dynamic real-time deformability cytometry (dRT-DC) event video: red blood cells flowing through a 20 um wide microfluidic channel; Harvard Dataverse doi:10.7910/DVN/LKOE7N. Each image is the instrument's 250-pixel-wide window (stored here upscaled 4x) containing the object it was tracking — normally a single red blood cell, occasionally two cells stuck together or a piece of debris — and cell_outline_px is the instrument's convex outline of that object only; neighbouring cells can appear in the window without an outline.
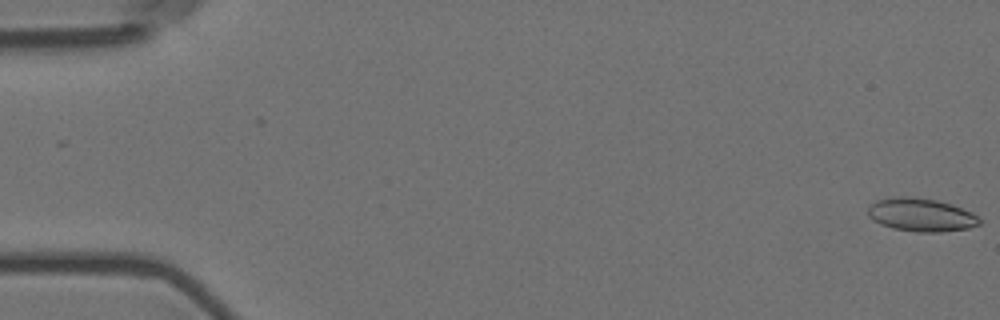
{"species": "Egyptian fruit bat (a non-hibernating species)", "species_latin": "Rousettus aegyptiacus", "temperature_condition": "room temperature", "stored_images_in_passage": 57, "camera_frame_rate_fps": 3000, "um_per_image_px": 0.085, "animal": {"sex": "female"}, "frame": {"image": 1, "passage_image": 1, "time_ms": 0.0, "image_size_px": [1000, 320], "cell_outline_px": [[984, 220], [980, 224], [968, 228], [940, 232], [916, 232], [892, 228], [880, 224], [872, 220], [868, 216], [868, 204], [876, 200], [896, 196], [908, 196], [936, 200], [952, 204], [972, 212]], "centroid_in_image_um": [78.28, 18.26], "position_along_channel_um": 6.7, "area_um2": 21.91}}
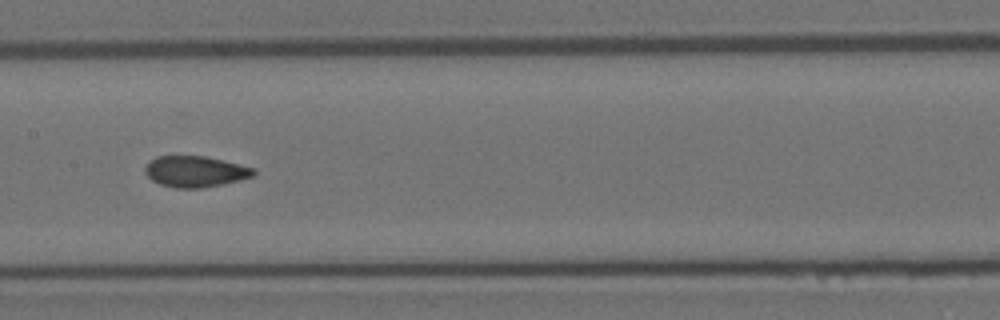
{"frame": {"image": 2, "passage_image": 29, "time_ms": 9.333, "image_size_px": [1000, 320], "cell_outline_px": [[256, 172], [252, 176], [240, 180], [200, 188], [176, 188], [160, 184], [152, 180], [144, 172], [144, 168], [156, 156], [204, 156], [256, 168]], "centroid_in_image_um": [16.59, 14.58], "position_along_channel_um": 190.8, "area_um2": 19.42}}
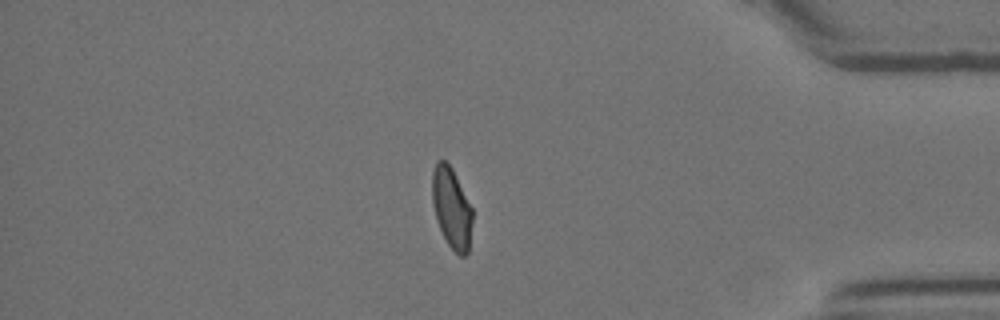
{"frame": {"image": 3, "passage_image": 49, "time_ms": 16.0, "image_size_px": [1000, 320], "cell_outline_px": [[472, 220], [468, 252], [464, 256], [460, 256], [448, 244], [436, 220], [432, 204], [432, 172], [436, 160], [444, 160], [452, 168], [472, 208]], "centroid_in_image_um": [38.37, 17.65], "position_along_channel_um": 396.8, "area_um2": 18.79}, "authors_computed_cell_mechanics": {"area_um2": 19.9988, "velocity_mm_per_s": 3.5798, "shape_relaxation_time_tau1_ms": 8.7001, "shape_relaxation_time_tau2_ms": 1.2682, "deformation_change_tau1": 0.1667, "deformation_change_tau2": 0.0502}}